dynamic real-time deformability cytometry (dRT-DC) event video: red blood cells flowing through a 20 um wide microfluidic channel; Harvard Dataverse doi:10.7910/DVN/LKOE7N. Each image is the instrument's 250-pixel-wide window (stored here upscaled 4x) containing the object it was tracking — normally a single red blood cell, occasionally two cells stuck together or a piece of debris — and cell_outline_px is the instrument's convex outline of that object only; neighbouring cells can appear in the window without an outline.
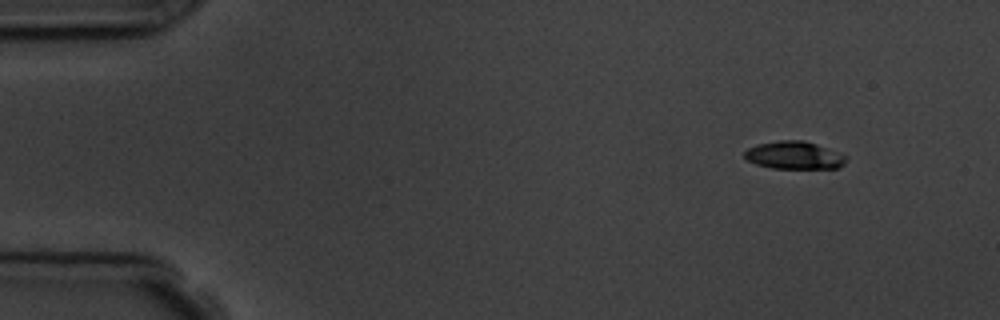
{"species": "common noctule bat (a hibernating species)", "species_latin": "Nyctalus noctula", "temperature_condition": "room temperature", "stored_images_in_passage": 4, "camera_frame_rate_fps": 3000, "um_per_image_px": 0.085, "animal": {"sex": "male", "body_mass_g": 19.5, "forearm_length_mm": 54.6}, "frame": {"image": 1, "passage_image": 1, "time_ms": 0.0, "image_size_px": [1000, 320], "cell_outline_px": [[848, 156], [844, 164], [840, 168], [772, 168], [756, 164], [748, 160], [744, 156], [744, 152], [748, 148], [760, 144], [780, 140], [804, 140], [816, 144]], "centroid_in_image_um": [67.53, 13.2], "position_along_channel_um": 17.5, "area_um2": 16.3}}
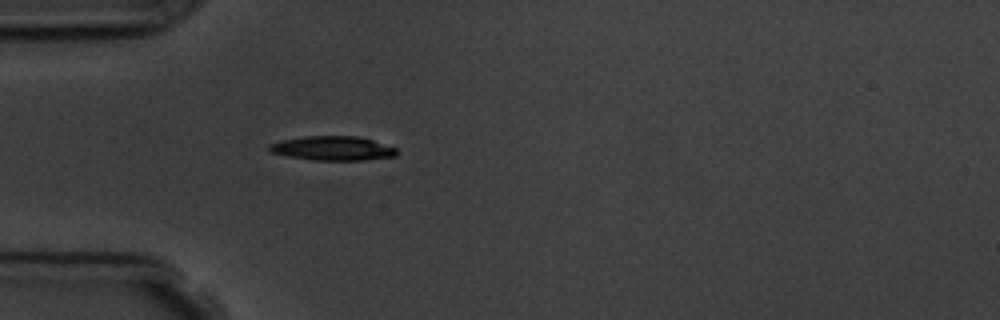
{"frame": {"image": 2, "passage_image": 4, "time_ms": 3.667, "image_size_px": [1000, 320], "cell_outline_px": [[400, 152], [396, 156], [364, 160], [312, 160], [288, 156], [272, 152], [268, 148], [268, 144], [284, 140], [304, 136], [360, 136], [396, 148]], "centroid_in_image_um": [28.32, 12.61], "position_along_channel_um": 56.7, "area_um2": 17.98}}